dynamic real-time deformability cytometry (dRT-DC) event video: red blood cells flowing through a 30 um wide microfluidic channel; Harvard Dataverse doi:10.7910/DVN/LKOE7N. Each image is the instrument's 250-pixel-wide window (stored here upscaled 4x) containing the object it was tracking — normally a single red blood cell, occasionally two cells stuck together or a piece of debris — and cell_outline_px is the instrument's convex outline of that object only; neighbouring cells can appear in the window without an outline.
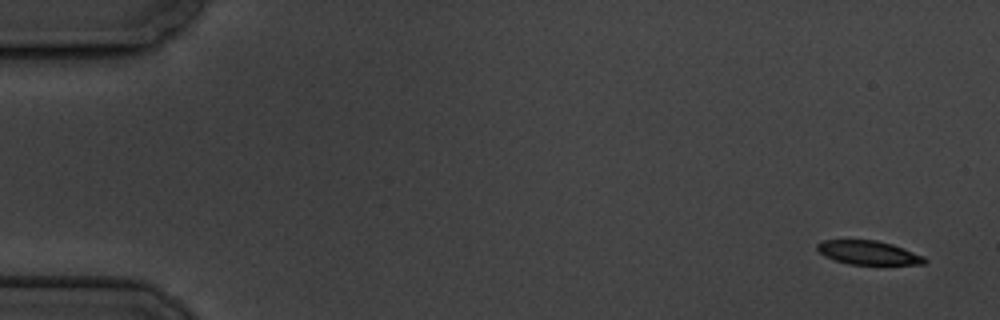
{"species": "common noctule bat (a hibernating species)", "species_latin": "Nyctalus noctula", "temperature_condition": "cold", "stored_images_in_passage": 5, "camera_frame_rate_fps": 3000, "um_per_image_px": 0.085, "animal": {"sex": "male", "body_mass_g": 19.5, "forearm_length_mm": 54.6}, "frame": {"image": 1, "passage_image": 1, "time_ms": 0.0, "image_size_px": [1000, 320], "cell_outline_px": [[928, 260], [924, 264], [848, 264], [824, 256], [816, 248], [816, 244], [824, 240], [876, 240], [892, 244], [924, 256]], "centroid_in_image_um": [73.8, 21.47], "position_along_channel_um": 11.2, "area_um2": 14.8}}
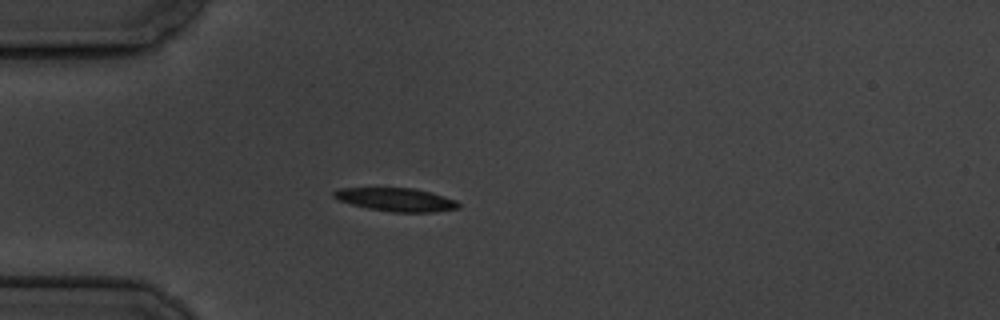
{"frame": {"image": 2, "passage_image": 5, "time_ms": 4.667, "image_size_px": [1000, 320], "cell_outline_px": [[460, 208], [436, 212], [392, 212], [368, 208], [352, 204], [340, 200], [332, 196], [332, 192], [340, 188], [412, 188], [444, 196], [456, 200], [460, 204]], "centroid_in_image_um": [33.69, 16.97], "position_along_channel_um": 51.3, "area_um2": 16.82}}